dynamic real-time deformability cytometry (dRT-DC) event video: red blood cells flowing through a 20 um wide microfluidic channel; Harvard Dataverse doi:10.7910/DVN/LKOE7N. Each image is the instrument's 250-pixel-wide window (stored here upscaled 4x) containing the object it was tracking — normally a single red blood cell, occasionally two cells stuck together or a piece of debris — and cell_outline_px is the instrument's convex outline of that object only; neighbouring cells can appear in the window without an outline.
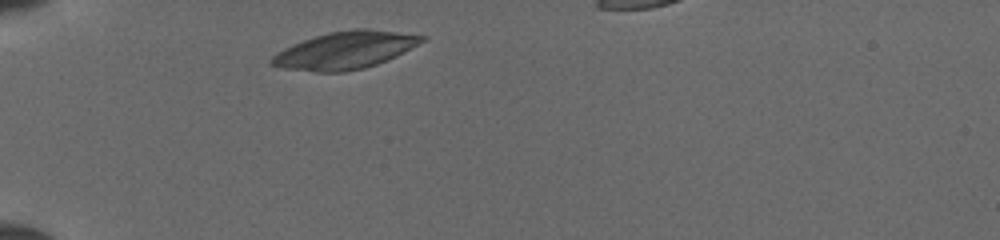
{"species": "common noctule bat (a hibernating species)", "species_latin": "Nyctalus noctula", "temperature_condition": "cold", "stored_images_in_passage": 29, "camera_frame_rate_fps": 3000, "um_per_image_px": 0.085, "animal": {"sex": "female", "body_mass_g": 19.5, "forearm_length_mm": 54.1}, "frame": {"image": 1, "passage_image": 1, "time_ms": 0.0, "image_size_px": [1000, 240], "cell_outline_px": [[428, 36], [424, 40], [396, 56], [376, 64], [364, 68], [344, 72], [316, 72], [280, 68], [268, 64], [268, 60], [276, 52], [292, 44], [328, 32], [352, 28], [368, 28]], "centroid_in_image_um": [29.27, 4.27], "position_along_channel_um": 55.7, "area_um2": 32.83}}
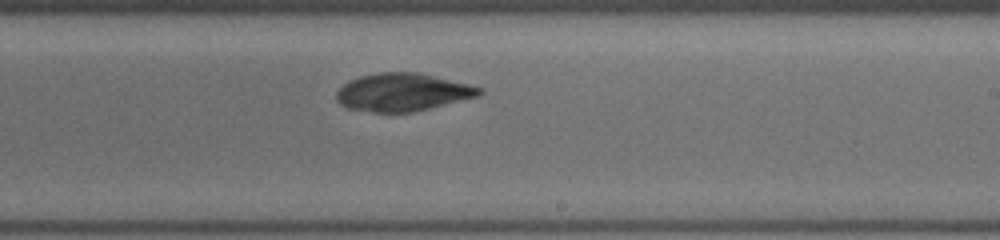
{"frame": {"image": 2, "passage_image": 17, "time_ms": 5.333, "image_size_px": [1000, 240], "cell_outline_px": [[484, 92], [476, 96], [412, 112], [376, 112], [348, 108], [340, 104], [336, 100], [336, 92], [348, 80], [360, 76], [380, 72], [420, 72], [484, 88]], "centroid_in_image_um": [34.19, 7.82], "position_along_channel_um": 254.8, "area_um2": 31.27}}
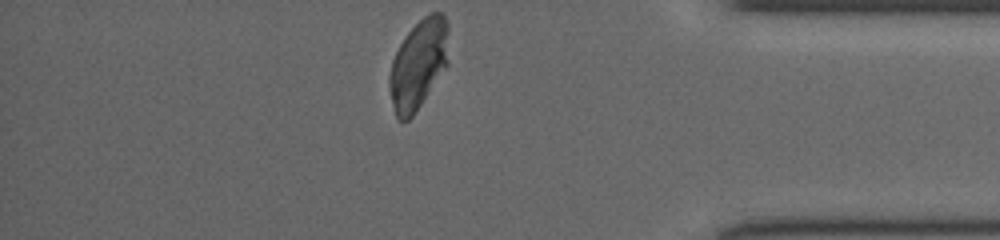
{"frame": {"image": 3, "passage_image": 29, "time_ms": 9.333, "image_size_px": [1000, 240], "cell_outline_px": [[448, 64], [412, 116], [408, 120], [400, 120], [396, 116], [392, 104], [388, 84], [388, 76], [392, 60], [400, 44], [408, 32], [424, 16], [432, 12], [444, 12], [448, 24]], "centroid_in_image_um": [35.57, 5.43], "position_along_channel_um": 399.6, "area_um2": 30.75}}